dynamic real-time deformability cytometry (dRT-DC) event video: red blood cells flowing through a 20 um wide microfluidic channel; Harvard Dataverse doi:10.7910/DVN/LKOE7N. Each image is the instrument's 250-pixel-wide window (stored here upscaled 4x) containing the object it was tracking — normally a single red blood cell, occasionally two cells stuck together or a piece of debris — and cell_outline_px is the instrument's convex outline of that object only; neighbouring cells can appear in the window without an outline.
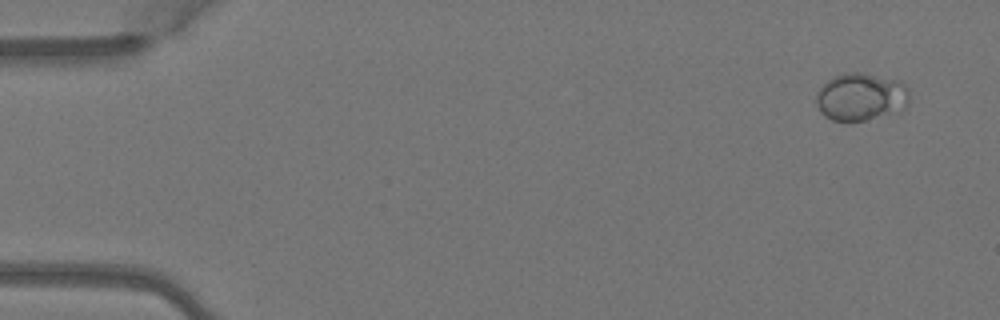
{"species": "Egyptian fruit bat (a non-hibernating species)", "species_latin": "Rousettus aegyptiacus", "temperature_condition": "warm", "stored_images_in_passage": 4, "camera_frame_rate_fps": 3000, "um_per_image_px": 0.085, "animal": {"sex": "female"}, "frame": {"image": 1, "passage_image": 4, "time_ms": 1.0, "image_size_px": [1000, 320], "cell_outline_px": [[908, 104], [904, 108], [864, 120], [832, 120], [824, 116], [820, 112], [816, 104], [816, 92], [832, 76], [844, 72], [860, 72], [900, 80], [908, 88]], "centroid_in_image_um": [73.14, 8.2], "position_along_channel_um": 11.9, "area_um2": 25.72}}